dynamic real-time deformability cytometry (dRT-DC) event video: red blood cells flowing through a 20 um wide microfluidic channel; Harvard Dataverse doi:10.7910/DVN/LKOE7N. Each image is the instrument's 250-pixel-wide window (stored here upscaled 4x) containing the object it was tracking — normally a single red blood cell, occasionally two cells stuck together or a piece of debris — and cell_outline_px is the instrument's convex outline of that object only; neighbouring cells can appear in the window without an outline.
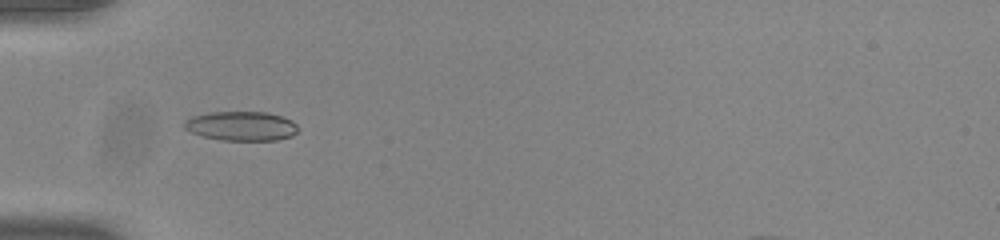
{"species": "common noctule bat (a hibernating species)", "species_latin": "Nyctalus noctula", "temperature_condition": "room temperature", "stored_images_in_passage": 36, "camera_frame_rate_fps": 3000, "um_per_image_px": 0.085, "animal": {"sex": "male", "body_mass_g": 20.0, "forearm_length_mm": 53.3}, "frame": {"image": 1, "passage_image": 1, "time_ms": 0.0, "image_size_px": [1000, 240], "cell_outline_px": [[300, 128], [292, 136], [276, 140], [224, 140], [204, 136], [192, 132], [184, 128], [184, 120], [192, 116], [208, 112], [268, 112], [292, 120]], "centroid_in_image_um": [20.53, 10.7], "position_along_channel_um": 64.5, "area_um2": 19.42}}
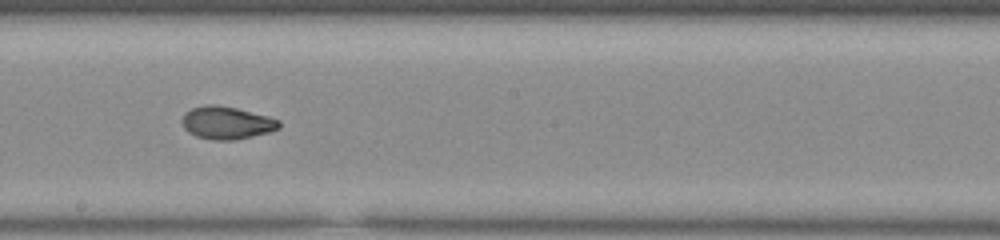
{"frame": {"image": 2, "passage_image": 14, "time_ms": 4.333, "image_size_px": [1000, 240], "cell_outline_px": [[280, 128], [268, 132], [236, 140], [212, 140], [196, 136], [188, 132], [184, 128], [184, 112], [192, 108], [204, 104], [216, 104], [236, 108], [268, 116], [280, 120]], "centroid_in_image_um": [19.27, 10.43], "position_along_channel_um": 228.9, "area_um2": 18.44}}
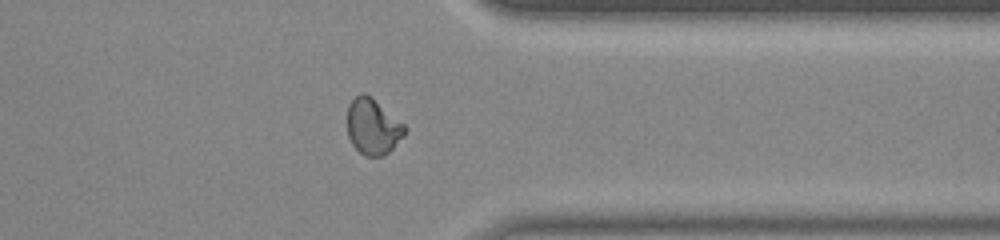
{"frame": {"image": 3, "passage_image": 26, "time_ms": 8.333, "image_size_px": [1000, 240], "cell_outline_px": [[408, 128], [404, 136], [388, 152], [380, 156], [364, 156], [352, 144], [348, 136], [348, 104], [360, 92], [364, 92], [372, 96], [404, 124]], "centroid_in_image_um": [31.7, 10.74], "position_along_channel_um": 379.7, "area_um2": 18.79}, "authors_computed_cell_mechanics": {"area_um2": 18.6116, "velocity_mm_per_s": 3.86, "shape_relaxation_time_tau1_ms": 4.9653, "shape_relaxation_time_tau2_ms": 1.4712, "deformation_change_tau1": 0.1817, "deformation_change_tau2": 0.0501}}